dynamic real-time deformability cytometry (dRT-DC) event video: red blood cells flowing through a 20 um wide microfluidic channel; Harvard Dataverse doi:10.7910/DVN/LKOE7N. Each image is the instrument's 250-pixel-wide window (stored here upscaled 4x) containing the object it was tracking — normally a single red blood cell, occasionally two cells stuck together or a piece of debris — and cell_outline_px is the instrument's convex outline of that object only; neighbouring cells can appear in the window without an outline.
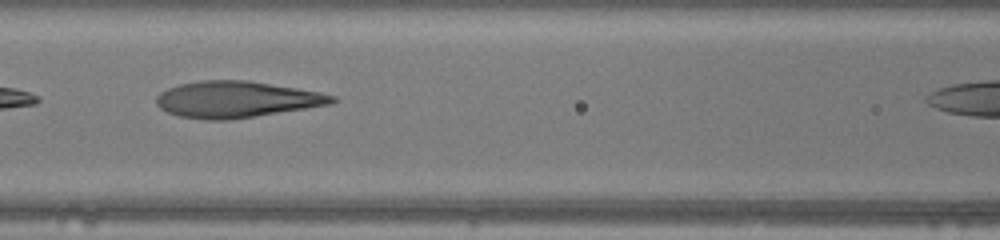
{"species": "human", "species_latin": "Homo sapiens", "temperature_condition": "warm", "stored_images_in_passage": 21, "camera_frame_rate_fps": 3000, "um_per_image_px": 0.085, "donor": {"sex": "female"}, "frame": {"image": 1, "passage_image": 6, "time_ms": 1.667, "image_size_px": [1000, 240], "cell_outline_px": [[336, 100], [328, 104], [304, 108], [228, 120], [208, 120], [180, 116], [168, 112], [160, 108], [156, 104], [156, 96], [160, 92], [168, 88], [180, 84], [200, 80], [248, 80], [320, 92], [336, 96]], "centroid_in_image_um": [20.04, 8.44], "position_along_channel_um": 146.6, "area_um2": 36.82}}
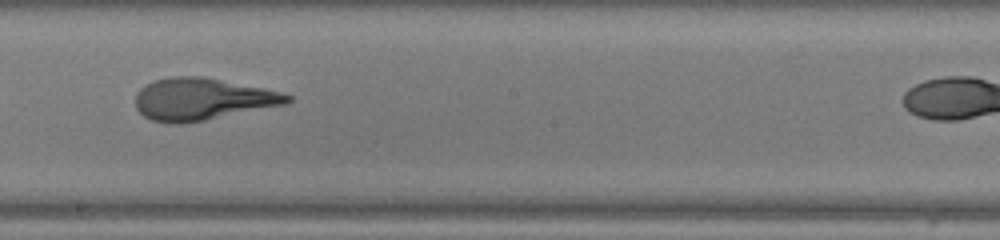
{"frame": {"image": 2, "passage_image": 12, "time_ms": 3.667, "image_size_px": [1000, 240], "cell_outline_px": [[292, 100], [288, 104], [204, 120], [180, 124], [168, 124], [152, 120], [144, 116], [136, 108], [136, 92], [144, 84], [152, 80], [172, 76], [200, 76], [264, 88], [280, 92], [292, 96]], "centroid_in_image_um": [17.16, 8.42], "position_along_channel_um": 231.0, "area_um2": 37.28}}
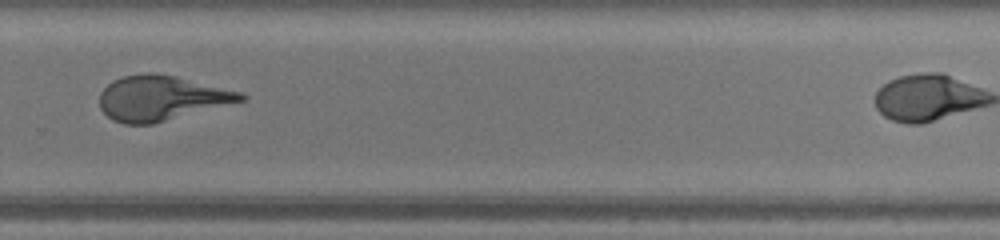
{"frame": {"image": 3, "passage_image": 18, "time_ms": 5.667, "image_size_px": [1000, 240], "cell_outline_px": [[248, 96], [244, 100], [152, 124], [124, 124], [112, 120], [100, 108], [100, 92], [112, 80], [124, 76], [148, 72], [176, 76], [244, 92]], "centroid_in_image_um": [13.71, 8.33], "position_along_channel_um": 316.1, "area_um2": 36.82}}